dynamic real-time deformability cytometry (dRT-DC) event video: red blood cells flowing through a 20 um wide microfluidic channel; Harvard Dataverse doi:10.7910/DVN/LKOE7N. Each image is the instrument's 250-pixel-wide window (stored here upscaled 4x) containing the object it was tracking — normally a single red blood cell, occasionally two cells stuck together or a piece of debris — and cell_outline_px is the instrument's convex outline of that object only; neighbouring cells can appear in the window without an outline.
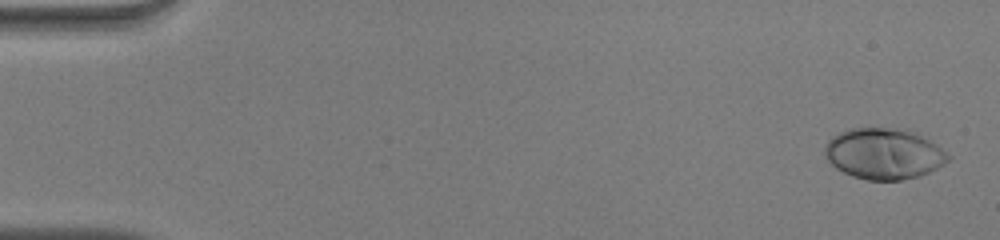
{"species": "human", "species_latin": "Homo sapiens", "temperature_condition": "warm", "stored_images_in_passage": 51, "camera_frame_rate_fps": 3000, "um_per_image_px": 0.085, "donor": {"sex": "male"}, "frame": {"image": 1, "passage_image": 2, "time_ms": 0.333, "image_size_px": [1000, 240], "cell_outline_px": [[952, 156], [944, 164], [920, 176], [900, 180], [868, 180], [852, 176], [836, 168], [828, 160], [824, 152], [824, 144], [832, 136], [840, 132], [852, 128], [888, 128], [908, 132], [920, 136], [936, 144]], "centroid_in_image_um": [75.09, 13.08], "position_along_channel_um": 9.9, "area_um2": 36.18}}
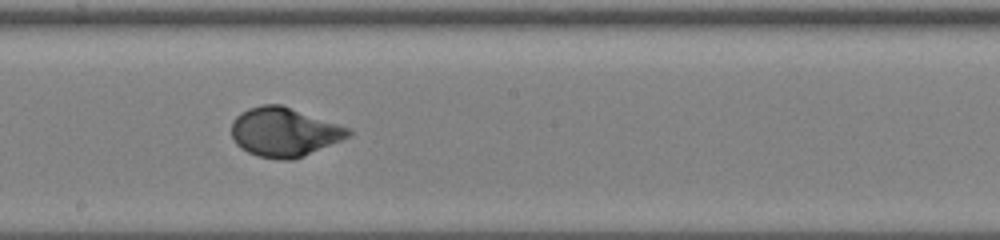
{"frame": {"image": 2, "passage_image": 29, "time_ms": 9.333, "image_size_px": [1000, 240], "cell_outline_px": [[352, 132], [348, 136], [340, 140], [292, 160], [280, 160], [260, 156], [248, 152], [240, 148], [236, 144], [232, 136], [232, 120], [240, 112], [248, 108], [260, 104], [280, 104], [352, 128]], "centroid_in_image_um": [24.12, 11.2], "position_along_channel_um": 224.1, "area_um2": 33.23}}
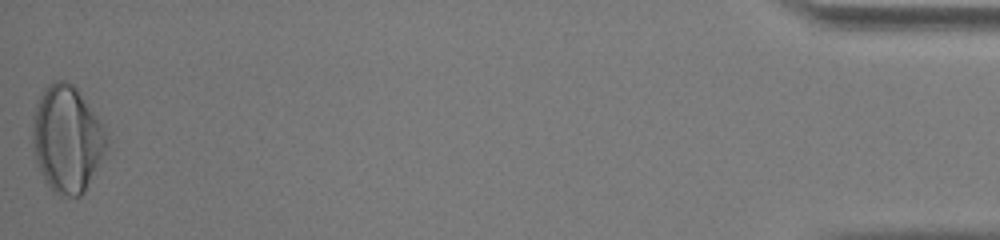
{"frame": {"image": 3, "passage_image": 51, "time_ms": 16.667, "image_size_px": [1000, 240], "cell_outline_px": [[108, 140], [104, 152], [84, 192], [80, 196], [68, 196], [56, 192], [44, 180], [36, 164], [32, 144], [32, 116], [40, 96], [44, 88], [52, 80], [64, 80], [72, 84], [76, 88], [96, 116], [104, 128], [108, 136]], "centroid_in_image_um": [5.66, 11.79], "position_along_channel_um": 429.5, "area_um2": 45.6}, "authors_computed_cell_mechanics": {"area_um2": 33.9286, "velocity_mm_per_s": 4.0784, "shape_relaxation_time_tau1_ms": 3.4789, "shape_relaxation_time_tau2_ms": null, "deformation_change_tau1": 0.2056, "deformation_change_tau2": null}}